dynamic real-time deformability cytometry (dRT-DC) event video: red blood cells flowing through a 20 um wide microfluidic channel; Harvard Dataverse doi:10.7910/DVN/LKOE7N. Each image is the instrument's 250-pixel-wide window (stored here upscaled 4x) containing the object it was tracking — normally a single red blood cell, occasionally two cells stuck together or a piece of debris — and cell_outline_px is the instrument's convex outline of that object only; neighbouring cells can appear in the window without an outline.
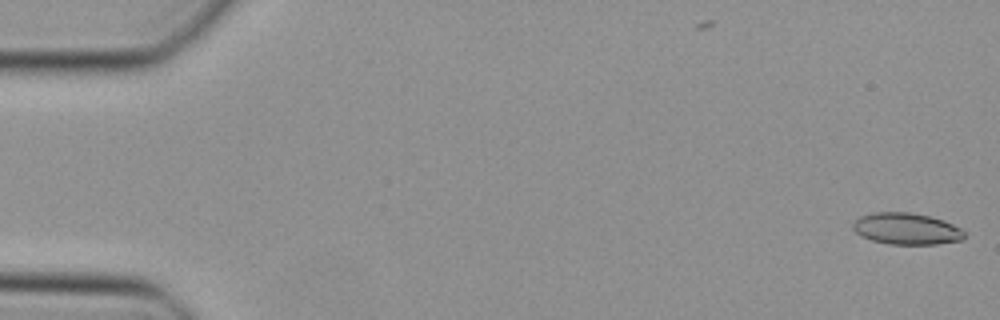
{"species": "Egyptian fruit bat (a non-hibernating species)", "species_latin": "Rousettus aegyptiacus", "temperature_condition": "cold", "stored_images_in_passage": 2, "camera_frame_rate_fps": 3000, "um_per_image_px": 0.085, "animal": {"sex": "female"}, "frame": {"image": 1, "passage_image": 2, "time_ms": 0.333, "image_size_px": [1000, 320], "cell_outline_px": [[964, 240], [936, 244], [888, 244], [872, 240], [860, 236], [852, 228], [852, 224], [860, 216], [872, 212], [912, 212], [944, 220], [960, 228], [964, 232]], "centroid_in_image_um": [77.04, 19.44], "position_along_channel_um": 8.0, "area_um2": 20.58}}